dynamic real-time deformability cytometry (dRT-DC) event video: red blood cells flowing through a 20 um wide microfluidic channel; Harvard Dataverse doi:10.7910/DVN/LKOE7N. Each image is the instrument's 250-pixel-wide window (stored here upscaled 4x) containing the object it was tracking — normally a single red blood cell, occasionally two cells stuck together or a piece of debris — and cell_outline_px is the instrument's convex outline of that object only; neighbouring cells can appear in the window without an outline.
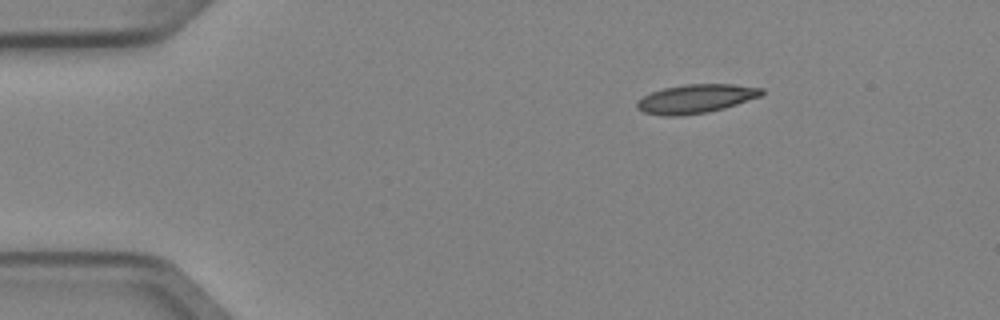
{"species": "Egyptian fruit bat (a non-hibernating species)", "species_latin": "Rousettus aegyptiacus", "temperature_condition": "cold", "stored_images_in_passage": 6, "segment_of_instrument_passage": [2, 2], "camera_frame_rate_fps": 3000, "um_per_image_px": 0.085, "animal": {"sex": "female"}, "frame": {"image": 1, "passage_image": 6, "time_ms": 1.667, "image_size_px": [1000, 320], "cell_outline_px": [[764, 92], [760, 96], [724, 108], [708, 112], [680, 116], [664, 116], [644, 112], [636, 108], [636, 100], [652, 92], [664, 88], [684, 84], [732, 84], [764, 88]], "centroid_in_image_um": [59.12, 8.39], "position_along_channel_um": 25.9, "area_um2": 20.92}}